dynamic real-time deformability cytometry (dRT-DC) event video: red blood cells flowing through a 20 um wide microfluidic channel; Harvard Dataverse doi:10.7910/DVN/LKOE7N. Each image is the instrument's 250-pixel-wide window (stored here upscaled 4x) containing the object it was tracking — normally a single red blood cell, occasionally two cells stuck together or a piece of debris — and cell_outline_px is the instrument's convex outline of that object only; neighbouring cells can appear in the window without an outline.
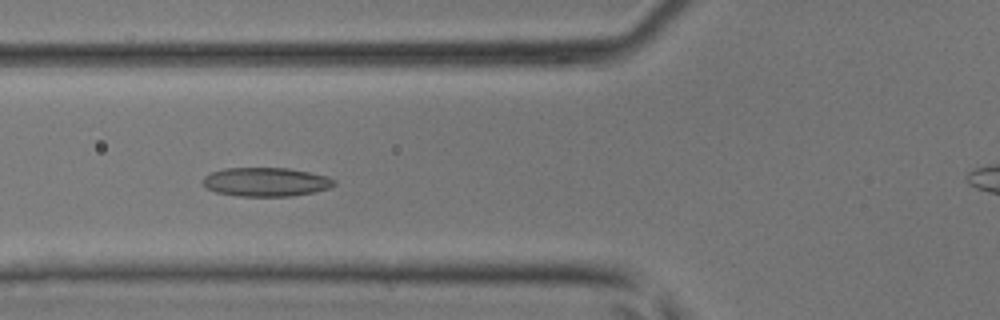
{"species": "common noctule bat (a hibernating species)", "species_latin": "Nyctalus noctula", "temperature_condition": "room temperature", "stored_images_in_passage": 45, "camera_frame_rate_fps": 3000, "um_per_image_px": 0.085, "animal": {"sex": "male", "body_mass_g": 17.9, "forearm_length_mm": 54.2}, "frame": {"image": 1, "passage_image": 17, "time_ms": 5.333, "image_size_px": [1000, 320], "cell_outline_px": [[336, 184], [328, 188], [312, 192], [292, 196], [240, 196], [216, 192], [208, 188], [200, 180], [204, 176], [212, 172], [224, 168], [288, 168], [328, 176], [336, 180]], "centroid_in_image_um": [22.6, 15.46], "position_along_channel_um": 103.2, "area_um2": 22.02}}
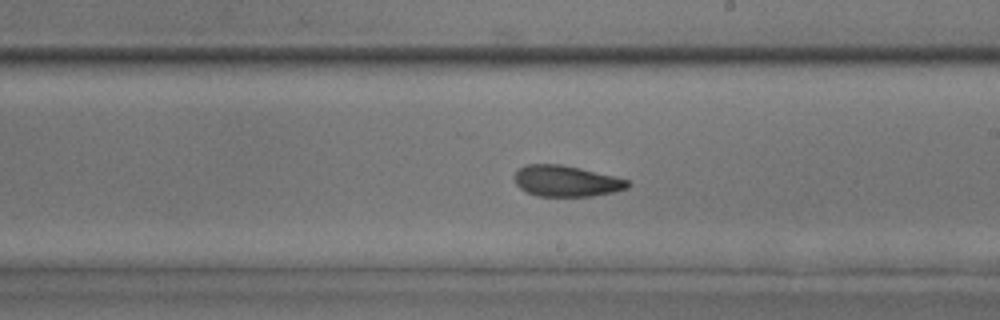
{"frame": {"image": 2, "passage_image": 26, "time_ms": 8.333, "image_size_px": [1000, 320], "cell_outline_px": [[632, 184], [628, 188], [612, 192], [592, 196], [536, 196], [520, 188], [516, 184], [512, 176], [516, 168], [524, 164], [560, 164], [580, 168], [628, 180]], "centroid_in_image_um": [48.06, 15.38], "position_along_channel_um": 240.9, "area_um2": 20.63}}
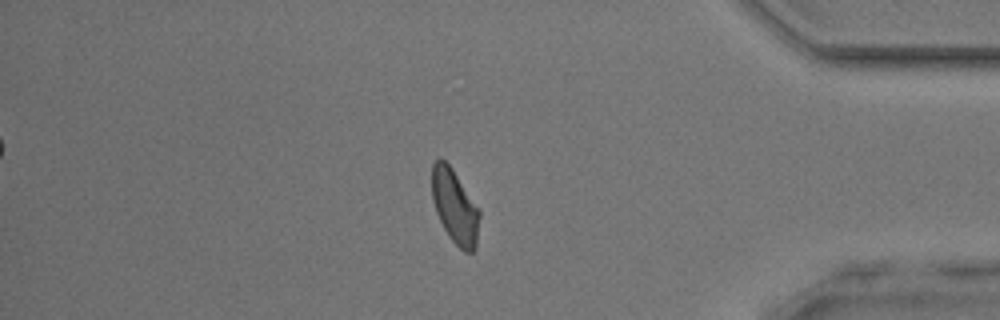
{"frame": {"image": 3, "passage_image": 38, "time_ms": 12.333, "image_size_px": [1000, 320], "cell_outline_px": [[480, 216], [476, 248], [472, 252], [464, 252], [448, 236], [436, 212], [432, 200], [432, 164], [440, 156], [452, 168], [480, 208]], "centroid_in_image_um": [38.68, 17.55], "position_along_channel_um": 396.5, "area_um2": 20.75}}